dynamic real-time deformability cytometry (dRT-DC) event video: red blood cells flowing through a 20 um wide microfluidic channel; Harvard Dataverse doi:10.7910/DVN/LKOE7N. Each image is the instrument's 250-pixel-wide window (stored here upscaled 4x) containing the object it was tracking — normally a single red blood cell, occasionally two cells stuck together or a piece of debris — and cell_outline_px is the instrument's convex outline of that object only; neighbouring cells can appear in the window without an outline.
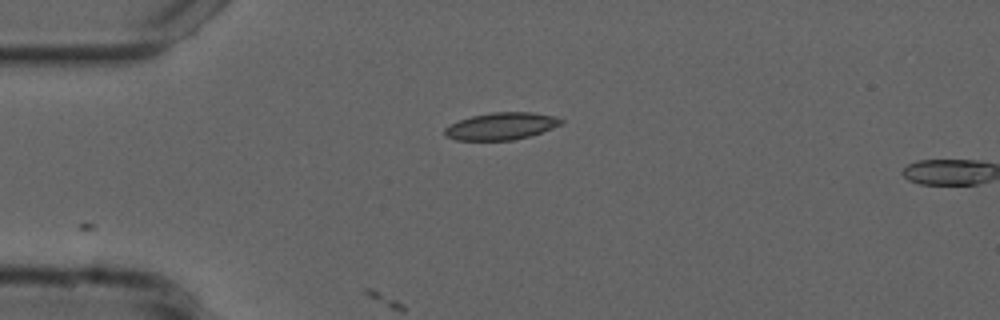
{"species": "common noctule bat (a hibernating species)", "species_latin": "Nyctalus noctula", "temperature_condition": "cold", "stored_images_in_passage": 26, "camera_frame_rate_fps": 3000, "um_per_image_px": 0.085, "animal": {"sex": "male", "forearm_length_mm": 52.5}, "frame": {"image": 1, "passage_image": 1, "time_ms": 0.0, "image_size_px": [1000, 320], "cell_outline_px": [[564, 120], [560, 124], [552, 128], [528, 136], [512, 140], [456, 140], [444, 136], [444, 128], [460, 120], [472, 116], [492, 112], [532, 112], [556, 116]], "centroid_in_image_um": [42.59, 10.72], "position_along_channel_um": 42.4, "area_um2": 18.26}}
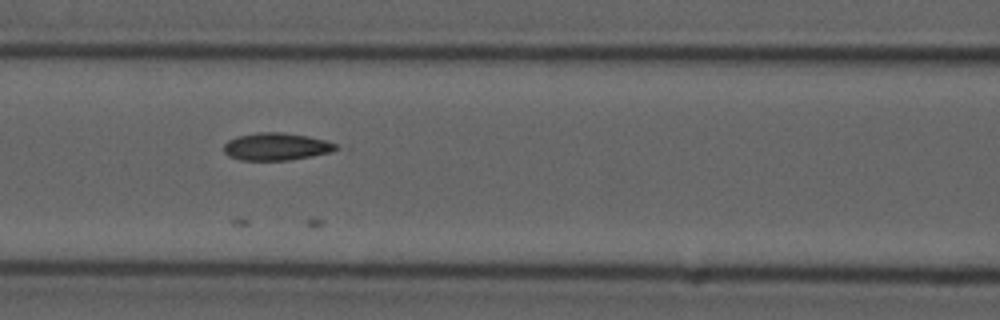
{"frame": {"image": 2, "passage_image": 11, "time_ms": 3.333, "image_size_px": [1000, 320], "cell_outline_px": [[340, 148], [332, 152], [288, 160], [240, 160], [228, 156], [224, 152], [224, 144], [228, 140], [236, 136], [256, 132], [280, 132], [308, 136], [324, 140], [336, 144]], "centroid_in_image_um": [23.46, 12.46], "position_along_channel_um": 143.1, "area_um2": 17.98}}